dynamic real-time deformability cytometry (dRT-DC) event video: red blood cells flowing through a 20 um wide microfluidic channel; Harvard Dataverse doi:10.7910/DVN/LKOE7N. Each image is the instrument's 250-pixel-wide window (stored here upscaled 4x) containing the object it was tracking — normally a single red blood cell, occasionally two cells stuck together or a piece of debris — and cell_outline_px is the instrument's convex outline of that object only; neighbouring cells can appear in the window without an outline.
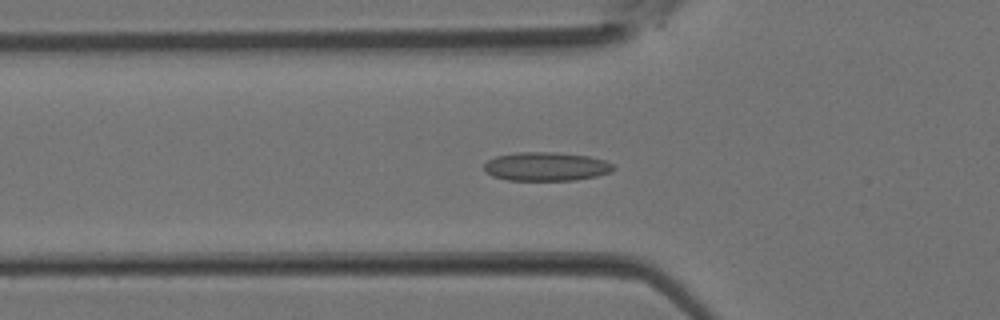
{"species": "Egyptian fruit bat (a non-hibernating species)", "species_latin": "Rousettus aegyptiacus", "temperature_condition": "room temperature", "stored_images_in_passage": 38, "camera_frame_rate_fps": 3000, "um_per_image_px": 0.085, "animal": {"sex": "female"}, "frame": {"image": 1, "passage_image": 13, "time_ms": 4.0, "image_size_px": [1000, 320], "cell_outline_px": [[616, 168], [608, 172], [596, 176], [576, 180], [508, 180], [492, 176], [484, 172], [484, 164], [488, 160], [496, 156], [520, 152], [556, 152], [588, 156], [604, 160], [612, 164]], "centroid_in_image_um": [46.39, 14.15], "position_along_channel_um": 79.4, "area_um2": 21.62}}
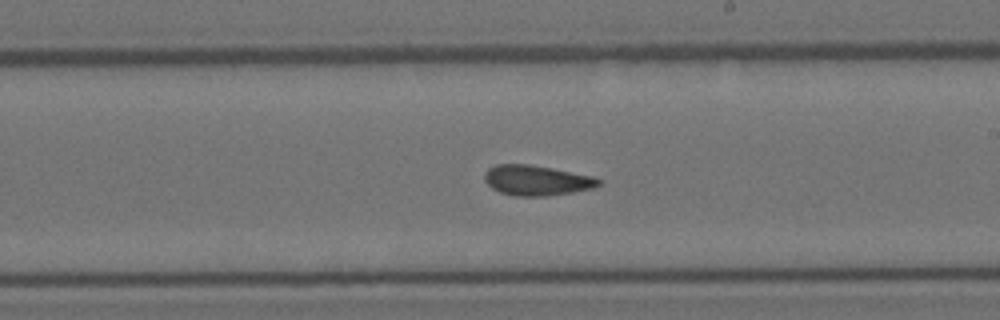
{"frame": {"image": 2, "passage_image": 22, "time_ms": 7.0, "image_size_px": [1000, 320], "cell_outline_px": [[600, 184], [592, 188], [572, 192], [544, 196], [516, 196], [500, 192], [492, 188], [484, 180], [484, 172], [488, 168], [496, 164], [528, 164], [552, 168], [592, 176], [600, 180]], "centroid_in_image_um": [45.56, 15.32], "position_along_channel_um": 243.4, "area_um2": 19.94}}
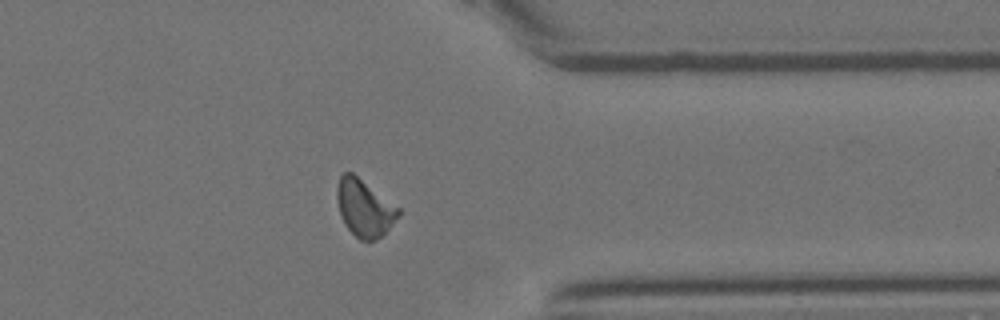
{"frame": {"image": 3, "passage_image": 30, "time_ms": 9.667, "image_size_px": [1000, 320], "cell_outline_px": [[400, 216], [376, 240], [360, 240], [344, 224], [340, 216], [336, 196], [336, 188], [340, 176], [344, 172], [352, 172], [400, 208]], "centroid_in_image_um": [30.96, 17.66], "position_along_channel_um": 380.4, "area_um2": 20.29}}